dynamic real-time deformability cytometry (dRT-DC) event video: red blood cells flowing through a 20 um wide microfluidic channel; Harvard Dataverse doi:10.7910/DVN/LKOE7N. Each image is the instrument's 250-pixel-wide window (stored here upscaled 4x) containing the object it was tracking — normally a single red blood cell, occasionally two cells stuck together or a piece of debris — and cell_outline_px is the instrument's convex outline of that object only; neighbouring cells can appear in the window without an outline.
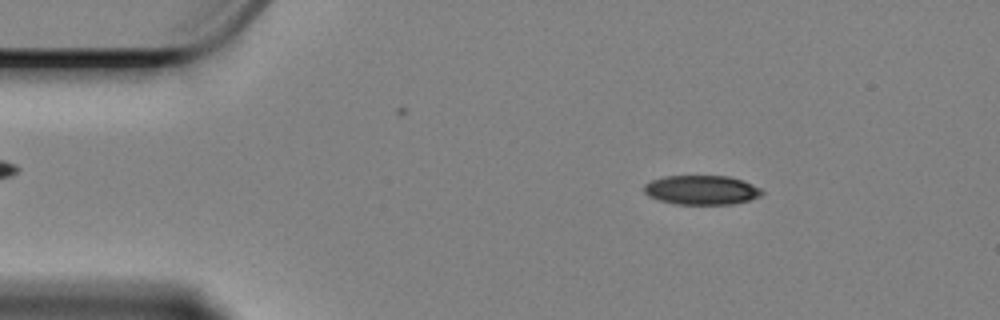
{"species": "Egyptian fruit bat (a non-hibernating species)", "species_latin": "Rousettus aegyptiacus", "temperature_condition": "cold", "stored_images_in_passage": 51, "camera_frame_rate_fps": 3000, "um_per_image_px": 0.085, "animal": {"sex": "female"}, "frame": {"image": 1, "passage_image": 1, "time_ms": 0.0, "image_size_px": [1000, 320], "cell_outline_px": [[764, 192], [760, 196], [748, 200], [732, 204], [676, 204], [660, 200], [648, 196], [644, 192], [644, 184], [652, 180], [664, 176], [728, 176], [740, 180], [760, 188]], "centroid_in_image_um": [59.6, 16.15], "position_along_channel_um": 25.4, "area_um2": 19.94}}
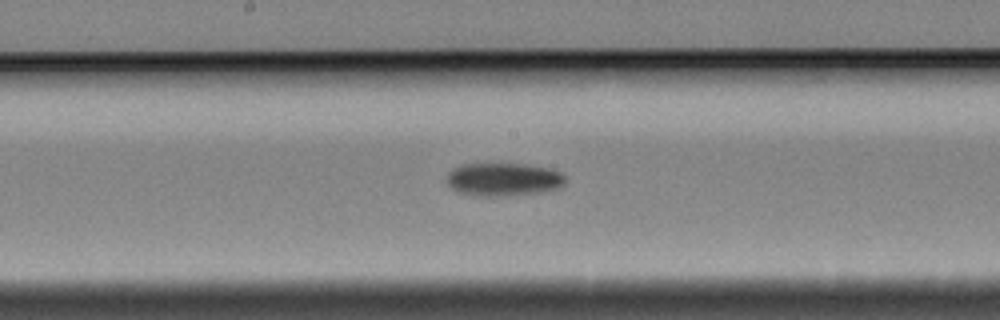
{"frame": {"image": 2, "passage_image": 22, "time_ms": 7.0, "image_size_px": [1000, 320], "cell_outline_px": [[564, 184], [560, 188], [540, 192], [500, 196], [476, 196], [456, 192], [448, 184], [448, 172], [464, 164], [520, 164], [548, 168], [560, 172], [564, 176]], "centroid_in_image_um": [42.79, 15.26], "position_along_channel_um": 205.4, "area_um2": 22.66}}
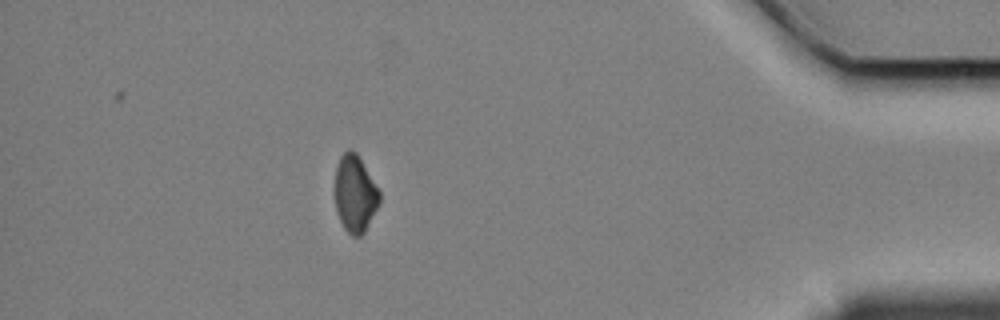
{"frame": {"image": 3, "passage_image": 44, "time_ms": 14.333, "image_size_px": [1000, 320], "cell_outline_px": [[380, 204], [364, 232], [360, 236], [352, 236], [344, 228], [336, 212], [336, 168], [340, 156], [348, 148], [352, 148], [356, 152], [380, 192]], "centroid_in_image_um": [30.18, 16.47], "position_along_channel_um": 405.0, "area_um2": 19.83}, "authors_computed_cell_mechanics": {"area_um2": 22.1374, "velocity_mm_per_s": 3.3769, "shape_relaxation_time_tau1_ms": 4.6899, "shape_relaxation_time_tau2_ms": null, "deformation_change_tau1": 0.1075, "deformation_change_tau2": null}}